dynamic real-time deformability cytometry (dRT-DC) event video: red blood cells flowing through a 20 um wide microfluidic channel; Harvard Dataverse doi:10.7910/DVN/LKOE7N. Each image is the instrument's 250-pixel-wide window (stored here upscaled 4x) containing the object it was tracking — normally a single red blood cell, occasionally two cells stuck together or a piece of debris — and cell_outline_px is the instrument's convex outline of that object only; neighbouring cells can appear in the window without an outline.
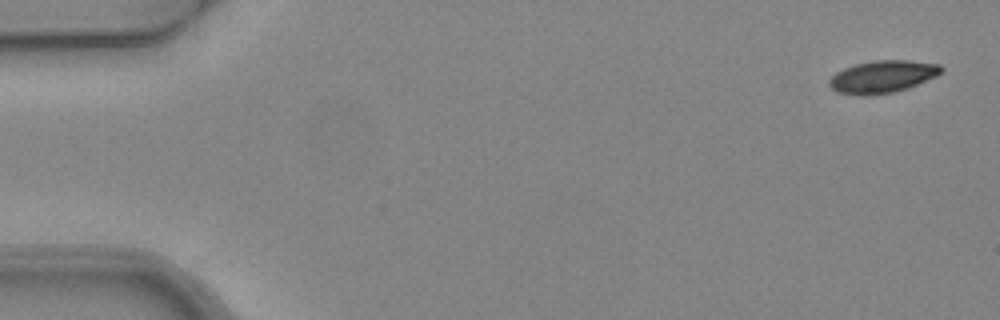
{"species": "common noctule bat (a hibernating species)", "species_latin": "Nyctalus noctula", "temperature_condition": "warm", "stored_images_in_passage": 6, "segment_of_instrument_passage": [1, 2], "camera_frame_rate_fps": 3000, "um_per_image_px": 0.085, "animal": {"sex": "female", "body_mass_g": 24.6, "forearm_length_mm": 56.2}, "frame": {"image": 1, "passage_image": 1, "time_ms": 0.0, "image_size_px": [1000, 320], "cell_outline_px": [[944, 72], [936, 76], [908, 88], [892, 92], [868, 96], [864, 96], [836, 92], [828, 84], [828, 80], [836, 72], [844, 68], [856, 64], [876, 60], [908, 60], [940, 64], [944, 68]], "centroid_in_image_um": [75.02, 6.52], "position_along_channel_um": 10.0, "area_um2": 21.21}}
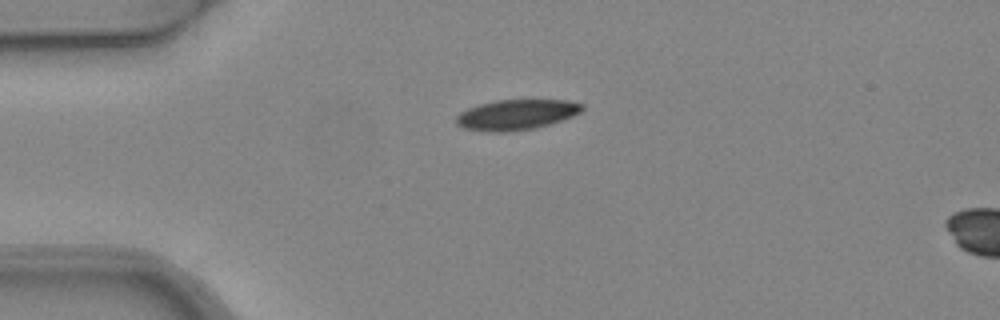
{"frame": {"image": 2, "passage_image": 4, "time_ms": 1.0, "image_size_px": [1000, 320], "cell_outline_px": [[584, 108], [580, 112], [572, 116], [536, 128], [508, 132], [488, 132], [464, 128], [456, 124], [456, 116], [460, 112], [468, 108], [480, 104], [496, 100], [568, 100], [584, 104]], "centroid_in_image_um": [43.88, 9.75], "position_along_channel_um": 41.1, "area_um2": 22.25}}